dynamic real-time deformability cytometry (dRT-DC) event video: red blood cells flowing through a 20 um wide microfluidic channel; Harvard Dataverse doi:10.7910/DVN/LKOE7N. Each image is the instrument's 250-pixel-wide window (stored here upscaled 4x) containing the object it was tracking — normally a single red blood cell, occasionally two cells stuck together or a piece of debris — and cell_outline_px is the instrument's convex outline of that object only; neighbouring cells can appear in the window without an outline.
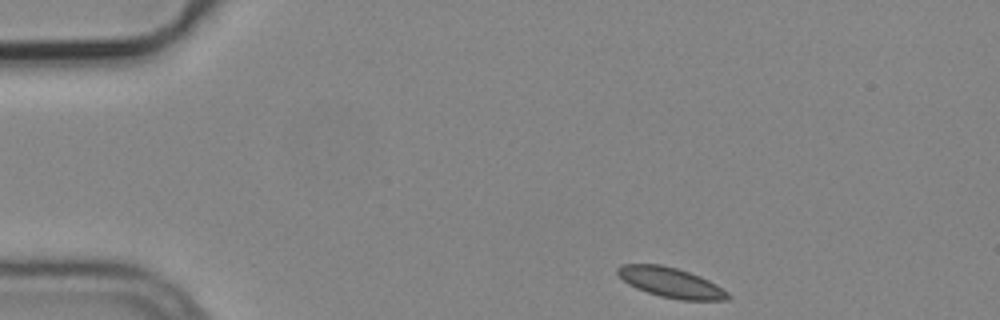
{"species": "common noctule bat (a hibernating species)", "species_latin": "Nyctalus noctula", "temperature_condition": "cold", "stored_images_in_passage": 3, "camera_frame_rate_fps": 3000, "um_per_image_px": 0.085, "animal": {"sex": "male", "body_mass_g": 19.2, "forearm_length_mm": 51.8}, "frame": {"image": 1, "passage_image": 1, "time_ms": 0.0, "image_size_px": [1000, 320], "cell_outline_px": [[732, 296], [728, 300], [680, 300], [660, 296], [636, 288], [628, 284], [616, 272], [616, 268], [620, 264], [660, 264], [676, 268], [700, 276], [716, 284], [728, 292]], "centroid_in_image_um": [57.03, 24.02], "position_along_channel_um": 28.0, "area_um2": 19.25}}